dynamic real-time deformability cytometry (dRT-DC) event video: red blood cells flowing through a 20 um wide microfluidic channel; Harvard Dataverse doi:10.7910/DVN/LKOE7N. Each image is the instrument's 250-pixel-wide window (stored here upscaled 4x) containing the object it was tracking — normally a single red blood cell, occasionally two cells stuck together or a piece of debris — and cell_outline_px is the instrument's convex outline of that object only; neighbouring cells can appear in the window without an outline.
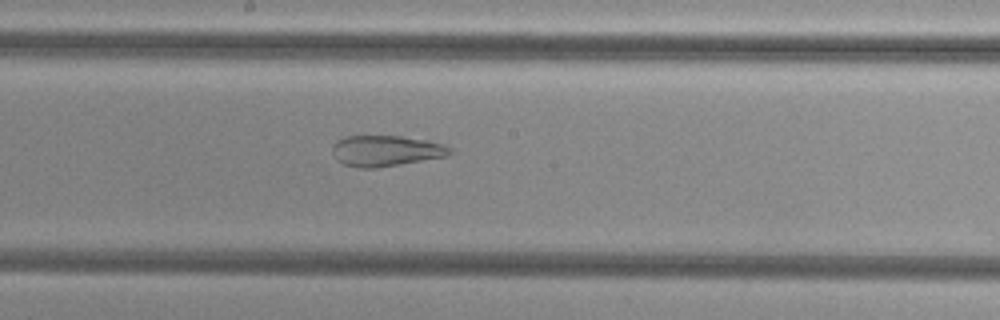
{"species": "common noctule bat (a hibernating species)", "species_latin": "Nyctalus noctula", "temperature_condition": "cold", "stored_images_in_passage": 36, "camera_frame_rate_fps": 3000, "um_per_image_px": 0.085, "animal": {"sex": "female", "body_mass_g": 29.2, "forearm_length_mm": 56.3}, "frame": {"image": 1, "passage_image": 18, "time_ms": 5.667, "image_size_px": [1000, 320], "cell_outline_px": [[452, 152], [448, 156], [376, 168], [356, 168], [344, 164], [336, 160], [332, 152], [332, 148], [336, 140], [348, 136], [404, 136], [428, 140], [444, 144], [452, 148]], "centroid_in_image_um": [32.81, 12.82], "position_along_channel_um": 215.4, "area_um2": 21.33}}
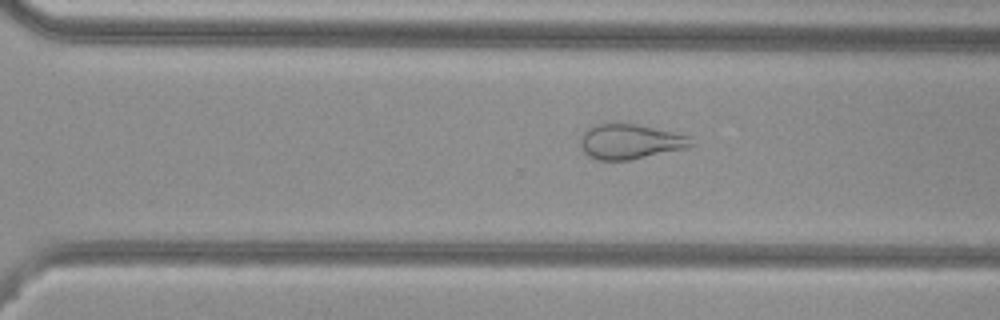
{"frame": {"image": 2, "passage_image": 26, "time_ms": 8.333, "image_size_px": [1000, 320], "cell_outline_px": [[696, 144], [688, 148], [628, 160], [596, 160], [588, 156], [584, 152], [580, 144], [580, 136], [588, 128], [596, 124], [636, 124], [692, 136]], "centroid_in_image_um": [53.6, 12.04], "position_along_channel_um": 317.0, "area_um2": 22.66}}
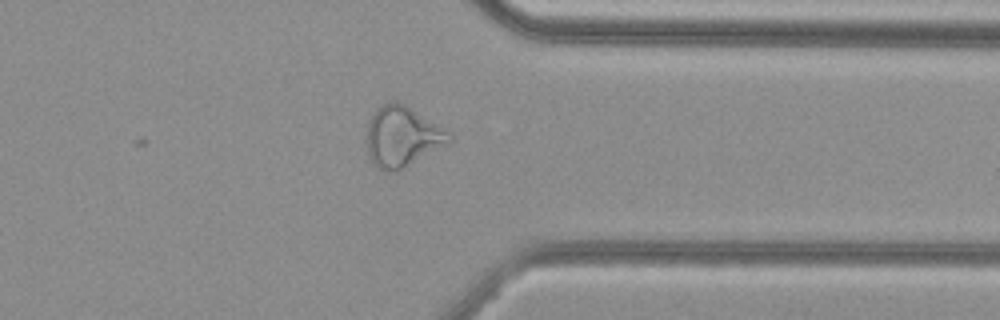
{"frame": {"image": 3, "passage_image": 31, "time_ms": 10.0, "image_size_px": [1000, 320], "cell_outline_px": [[452, 140], [448, 144], [396, 172], [376, 168], [372, 164], [368, 156], [368, 120], [376, 108], [388, 100], [400, 100], [448, 132], [452, 136]], "centroid_in_image_um": [34.16, 11.59], "position_along_channel_um": 377.2, "area_um2": 29.07}, "authors_computed_cell_mechanics": {"area_um2": 24.3049, "velocity_mm_per_s": 3.8233, "shape_relaxation_time_tau1_ms": null, "shape_relaxation_time_tau2_ms": 2.3409, "deformation_change_tau1": null, "deformation_change_tau2": 0.1117}}